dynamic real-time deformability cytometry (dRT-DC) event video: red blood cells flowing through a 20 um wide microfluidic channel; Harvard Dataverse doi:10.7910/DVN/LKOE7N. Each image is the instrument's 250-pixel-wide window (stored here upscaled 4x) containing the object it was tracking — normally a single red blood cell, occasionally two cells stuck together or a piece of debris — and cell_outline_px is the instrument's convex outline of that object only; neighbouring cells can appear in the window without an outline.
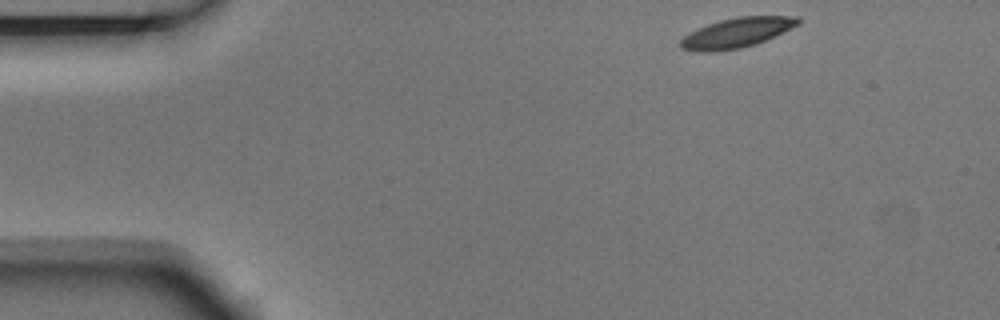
{"species": "Egyptian fruit bat (a non-hibernating species)", "species_latin": "Rousettus aegyptiacus", "temperature_condition": "room temperature", "stored_images_in_passage": 9, "camera_frame_rate_fps": 3000, "um_per_image_px": 0.085, "animal": {"sex": "male"}, "frame": {"image": 1, "passage_image": 1, "time_ms": 0.0, "image_size_px": [1000, 320], "cell_outline_px": [[800, 24], [756, 44], [740, 48], [712, 52], [696, 52], [680, 48], [680, 40], [684, 36], [708, 24], [720, 20], [740, 16], [800, 16]], "centroid_in_image_um": [62.63, 2.79], "position_along_channel_um": 22.4, "area_um2": 20.29}}
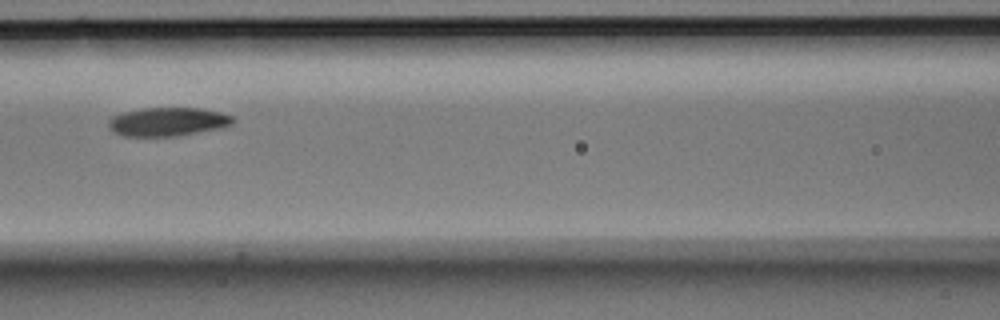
{"frame": {"image": 2, "passage_image": 6, "time_ms": 1.667, "image_size_px": [1000, 320], "cell_outline_px": [[236, 120], [232, 124], [224, 128], [180, 136], [124, 136], [112, 132], [108, 128], [108, 120], [112, 116], [124, 112], [144, 108], [200, 108], [220, 112], [232, 116]], "centroid_in_image_um": [14.28, 10.36], "position_along_channel_um": 152.3, "area_um2": 21.1}}
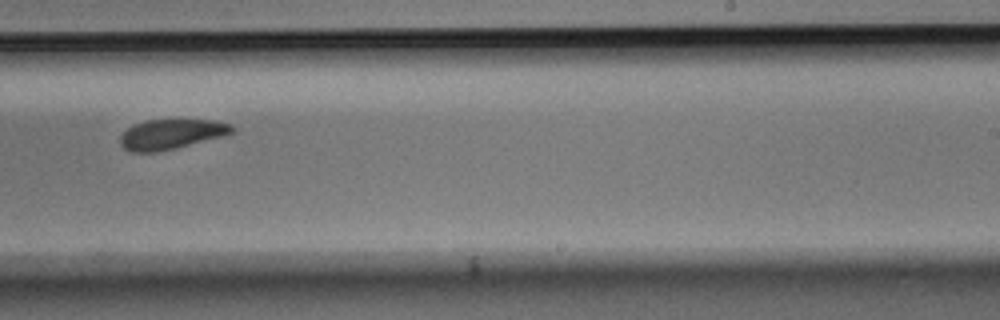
{"frame": {"image": 3, "passage_image": 9, "time_ms": 2.667, "image_size_px": [1000, 320], "cell_outline_px": [[236, 128], [232, 132], [224, 136], [176, 148], [156, 152], [132, 152], [124, 148], [120, 144], [120, 136], [128, 128], [136, 124], [148, 120], [216, 120], [232, 124]], "centroid_in_image_um": [14.59, 11.41], "position_along_channel_um": 274.4, "area_um2": 19.48}}